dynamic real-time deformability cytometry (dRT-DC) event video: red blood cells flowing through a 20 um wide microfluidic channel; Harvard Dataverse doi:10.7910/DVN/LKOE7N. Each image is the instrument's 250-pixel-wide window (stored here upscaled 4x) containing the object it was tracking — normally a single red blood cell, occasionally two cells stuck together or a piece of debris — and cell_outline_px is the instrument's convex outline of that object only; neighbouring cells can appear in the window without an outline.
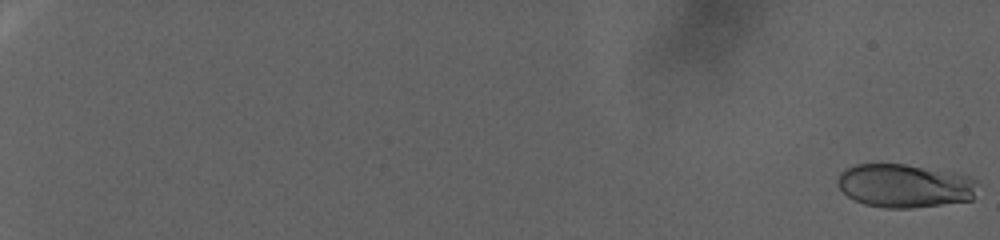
{"species": "human", "species_latin": "Homo sapiens", "temperature_condition": "warm", "stored_images_in_passage": 99, "camera_frame_rate_fps": 3000, "um_per_image_px": 0.085, "donor": {"sex": "female"}, "frame": {"image": 1, "passage_image": 1, "time_ms": 0.0, "image_size_px": [1000, 240], "cell_outline_px": [[980, 184], [972, 200], [912, 208], [884, 208], [864, 204], [848, 196], [836, 184], [836, 180], [840, 172], [844, 168], [856, 164], [904, 164], [956, 172], [972, 176]], "centroid_in_image_um": [76.93, 15.78], "position_along_channel_um": 8.1, "area_um2": 36.07}}
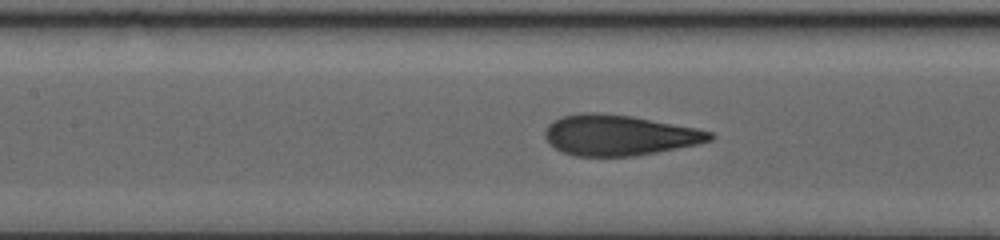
{"frame": {"image": 2, "passage_image": 55, "time_ms": 18.0, "image_size_px": [1000, 240], "cell_outline_px": [[716, 136], [712, 140], [696, 144], [656, 152], [632, 156], [576, 156], [564, 152], [548, 144], [544, 136], [544, 132], [548, 124], [552, 120], [560, 116], [580, 112], [600, 112], [632, 116], [696, 128], [712, 132]], "centroid_in_image_um": [52.57, 11.47], "position_along_channel_um": 154.8, "area_um2": 39.13}}
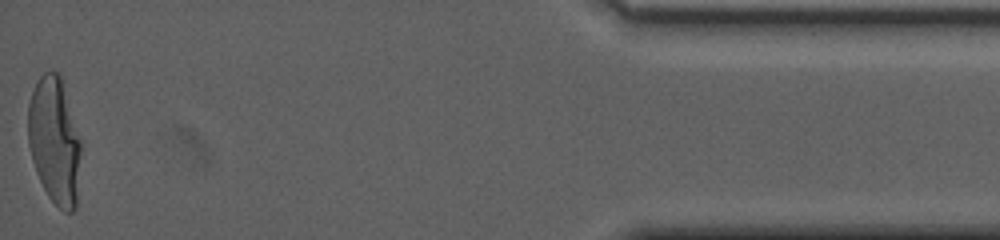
{"frame": {"image": 3, "passage_image": 99, "time_ms": 32.667, "image_size_px": [1000, 240], "cell_outline_px": [[80, 152], [76, 208], [72, 212], [64, 212], [48, 196], [36, 172], [32, 160], [28, 144], [28, 104], [32, 92], [40, 76], [44, 72], [60, 72], [80, 140]], "centroid_in_image_um": [4.62, 11.96], "position_along_channel_um": 430.6, "area_um2": 38.78}, "authors_computed_cell_mechanics": {"area_um2": 38.0324, "velocity_mm_per_s": 2.3091, "shape_relaxation_time_tau1_ms": 7.9533, "shape_relaxation_time_tau2_ms": null, "deformation_change_tau1": 0.2569, "deformation_change_tau2": null}}